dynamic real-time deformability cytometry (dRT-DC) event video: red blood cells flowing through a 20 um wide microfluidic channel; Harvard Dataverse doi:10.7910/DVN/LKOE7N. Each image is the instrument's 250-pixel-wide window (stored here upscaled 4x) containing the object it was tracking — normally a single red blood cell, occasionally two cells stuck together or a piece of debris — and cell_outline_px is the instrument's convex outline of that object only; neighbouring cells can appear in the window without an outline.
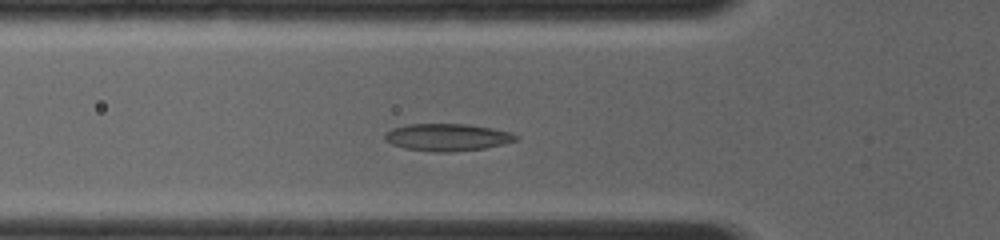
{"species": "common noctule bat (a hibernating species)", "species_latin": "Nyctalus noctula", "temperature_condition": "room temperature", "stored_images_in_passage": 11, "camera_frame_rate_fps": 4000, "um_per_image_px": 0.085, "animal": {"sex": "female", "body_mass_g": 19.0, "forearm_length_mm": 56.7}, "frame": {"image": 1, "passage_image": 10, "time_ms": 3.0, "image_size_px": [1000, 240], "cell_outline_px": [[520, 136], [516, 140], [484, 148], [448, 152], [432, 152], [404, 148], [392, 144], [384, 140], [384, 132], [392, 128], [408, 124], [468, 124], [492, 128], [512, 132]], "centroid_in_image_um": [37.98, 11.66], "position_along_channel_um": 87.8, "area_um2": 20.87}}